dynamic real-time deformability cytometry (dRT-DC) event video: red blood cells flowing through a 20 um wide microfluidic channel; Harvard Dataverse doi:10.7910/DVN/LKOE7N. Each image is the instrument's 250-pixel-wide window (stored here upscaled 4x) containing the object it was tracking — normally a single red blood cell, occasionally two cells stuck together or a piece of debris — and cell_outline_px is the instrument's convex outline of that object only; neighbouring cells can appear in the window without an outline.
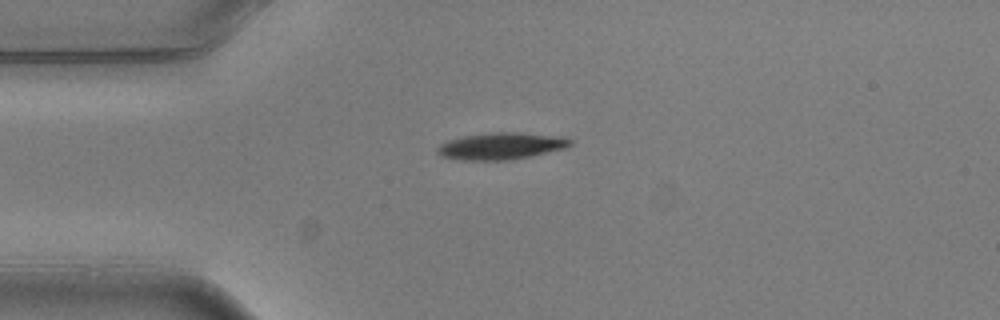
{"species": "common noctule bat (a hibernating species)", "species_latin": "Nyctalus noctula", "temperature_condition": "warm", "stored_images_in_passage": 8, "camera_frame_rate_fps": 3000, "um_per_image_px": 0.085, "animal": {"sex": "male", "body_mass_g": 20.5, "forearm_length_mm": 52.5}, "frame": {"image": 1, "passage_image": 1, "time_ms": 0.0, "image_size_px": [1000, 320], "cell_outline_px": [[572, 144], [564, 148], [528, 156], [508, 160], [460, 160], [440, 156], [436, 152], [436, 148], [440, 144], [448, 140], [464, 136], [492, 132], [516, 132], [564, 136], [572, 140]], "centroid_in_image_um": [42.56, 12.4], "position_along_channel_um": 42.4, "area_um2": 20.75}}
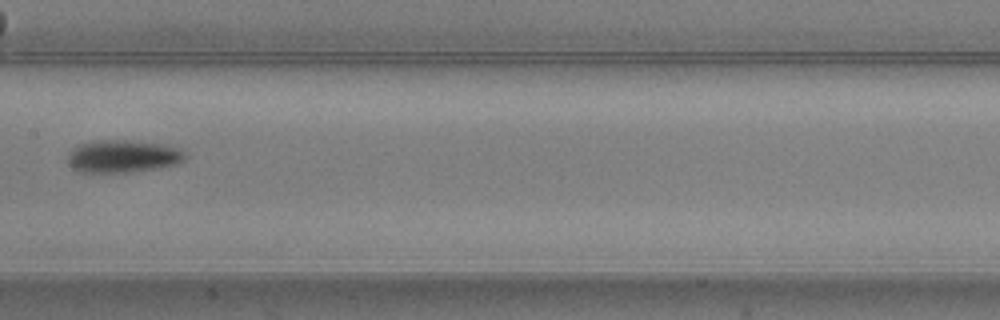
{"frame": {"image": 2, "passage_image": 5, "time_ms": 1.333, "image_size_px": [1000, 320], "cell_outline_px": [[188, 156], [180, 164], [160, 168], [132, 172], [80, 172], [72, 168], [68, 164], [68, 152], [80, 144], [100, 140], [128, 140], [160, 144], [180, 148]], "centroid_in_image_um": [10.48, 13.29], "position_along_channel_um": 196.9, "area_um2": 22.48}}
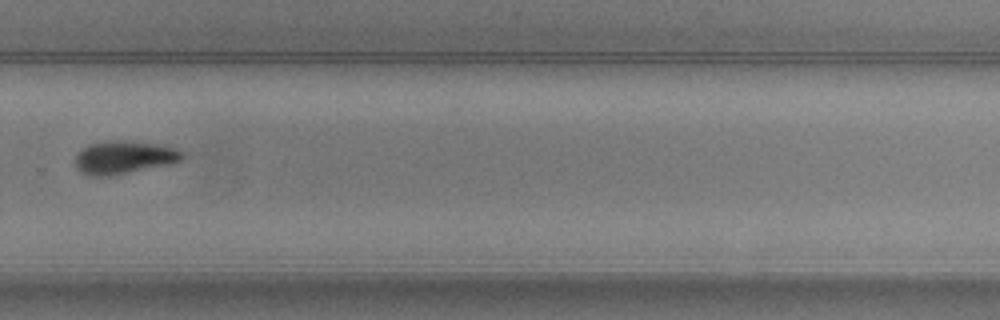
{"frame": {"image": 3, "passage_image": 8, "time_ms": 2.333, "image_size_px": [1000, 320], "cell_outline_px": [[184, 160], [172, 164], [108, 176], [88, 176], [80, 172], [76, 168], [76, 152], [88, 144], [120, 140], [156, 144], [176, 148], [184, 152]], "centroid_in_image_um": [10.55, 13.39], "position_along_channel_um": 319.2, "area_um2": 20.69}}